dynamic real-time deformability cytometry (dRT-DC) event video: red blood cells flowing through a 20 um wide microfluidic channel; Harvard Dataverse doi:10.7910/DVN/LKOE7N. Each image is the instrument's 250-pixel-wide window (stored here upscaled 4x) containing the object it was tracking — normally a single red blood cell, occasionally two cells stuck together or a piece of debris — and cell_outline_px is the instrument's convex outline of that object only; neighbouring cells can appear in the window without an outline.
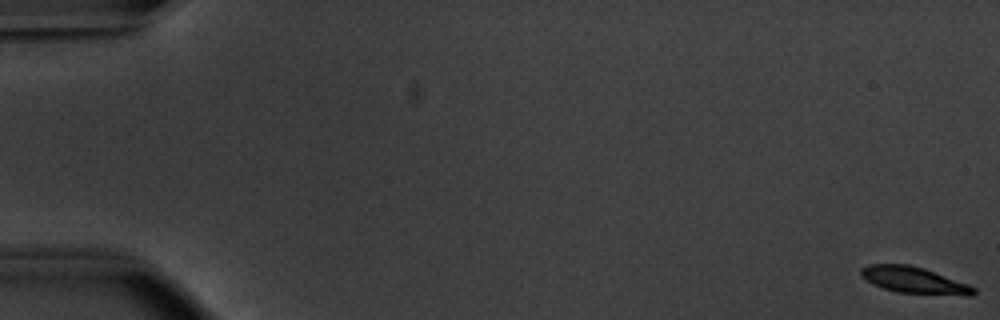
{"species": "common noctule bat (a hibernating species)", "species_latin": "Nyctalus noctula", "temperature_condition": "warm", "stored_images_in_passage": 56, "camera_frame_rate_fps": 3000, "um_per_image_px": 0.085, "animal": {"sex": "male", "body_mass_g": 20.1, "forearm_length_mm": 53.5}, "frame": {"image": 1, "passage_image": 1, "time_ms": 0.0, "image_size_px": [1000, 320], "cell_outline_px": [[976, 292], [972, 296], [968, 296], [896, 292], [872, 284], [860, 276], [860, 268], [868, 264], [908, 264], [924, 268], [968, 284], [976, 288]], "centroid_in_image_um": [77.69, 23.81], "position_along_channel_um": 7.3, "area_um2": 17.51}}
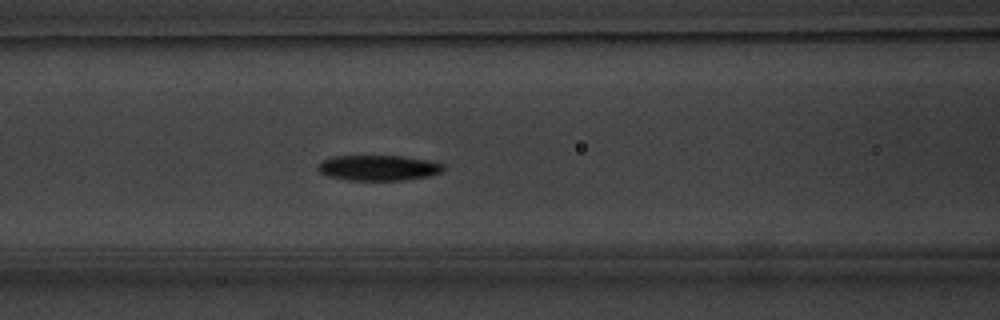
{"frame": {"image": 2, "passage_image": 24, "time_ms": 7.667, "image_size_px": [1000, 320], "cell_outline_px": [[444, 172], [428, 176], [408, 180], [348, 180], [328, 176], [320, 172], [316, 168], [324, 160], [332, 156], [400, 156], [428, 160], [444, 164]], "centroid_in_image_um": [32.2, 14.27], "position_along_channel_um": 134.4, "area_um2": 18.61}}
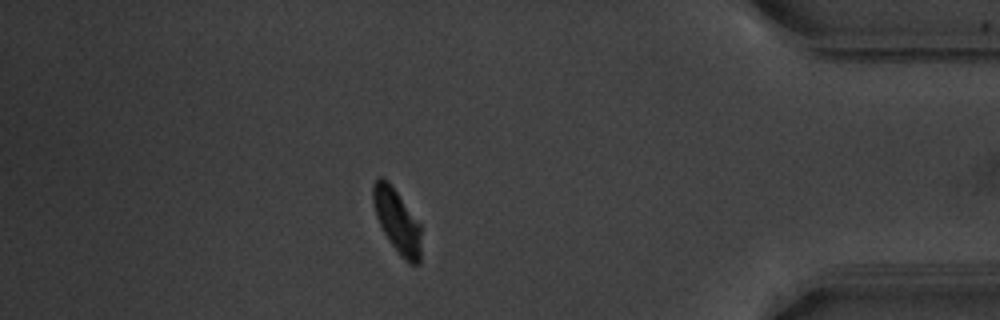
{"frame": {"image": 3, "passage_image": 48, "time_ms": 15.667, "image_size_px": [1000, 320], "cell_outline_px": [[420, 264], [412, 264], [404, 260], [400, 256], [388, 240], [376, 216], [372, 200], [372, 184], [380, 176], [388, 180], [420, 224]], "centroid_in_image_um": [33.73, 18.78], "position_along_channel_um": 401.5, "area_um2": 17.74}, "authors_computed_cell_mechanics": {"area_um2": 18.3804, "velocity_mm_per_s": 3.7794, "shape_relaxation_time_tau1_ms": 2.148, "shape_relaxation_time_tau2_ms": null, "deformation_change_tau1": 0.1136, "deformation_change_tau2": null}}